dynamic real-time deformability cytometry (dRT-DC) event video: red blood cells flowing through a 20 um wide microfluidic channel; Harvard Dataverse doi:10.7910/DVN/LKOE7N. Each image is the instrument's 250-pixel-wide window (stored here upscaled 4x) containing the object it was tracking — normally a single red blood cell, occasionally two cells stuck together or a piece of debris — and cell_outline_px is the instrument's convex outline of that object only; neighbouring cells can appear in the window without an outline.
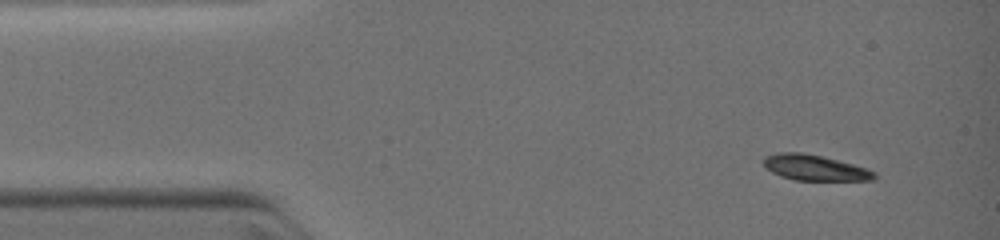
{"species": "common noctule bat (a hibernating species)", "species_latin": "Nyctalus noctula", "temperature_condition": "warm", "stored_images_in_passage": 5, "camera_frame_rate_fps": 3000, "um_per_image_px": 0.085, "animal": {"sex": "female", "body_mass_g": 19.0, "forearm_length_mm": 51.5}, "frame": {"image": 1, "passage_image": 1, "time_ms": 0.0, "image_size_px": [1000, 240], "cell_outline_px": [[876, 176], [872, 180], [796, 180], [780, 176], [764, 168], [764, 156], [780, 152], [800, 152], [820, 156], [852, 164], [876, 172]], "centroid_in_image_um": [69.2, 14.26], "position_along_channel_um": 15.8, "area_um2": 16.3}}
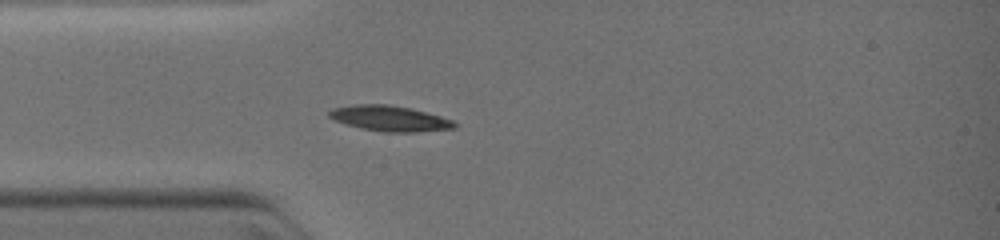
{"frame": {"image": 2, "passage_image": 5, "time_ms": 2.333, "image_size_px": [1000, 240], "cell_outline_px": [[456, 128], [416, 132], [380, 132], [360, 128], [344, 124], [328, 116], [328, 112], [332, 108], [356, 104], [388, 104], [412, 108], [440, 116], [452, 120], [456, 124]], "centroid_in_image_um": [33.11, 10.07], "position_along_channel_um": 51.9, "area_um2": 18.73}}